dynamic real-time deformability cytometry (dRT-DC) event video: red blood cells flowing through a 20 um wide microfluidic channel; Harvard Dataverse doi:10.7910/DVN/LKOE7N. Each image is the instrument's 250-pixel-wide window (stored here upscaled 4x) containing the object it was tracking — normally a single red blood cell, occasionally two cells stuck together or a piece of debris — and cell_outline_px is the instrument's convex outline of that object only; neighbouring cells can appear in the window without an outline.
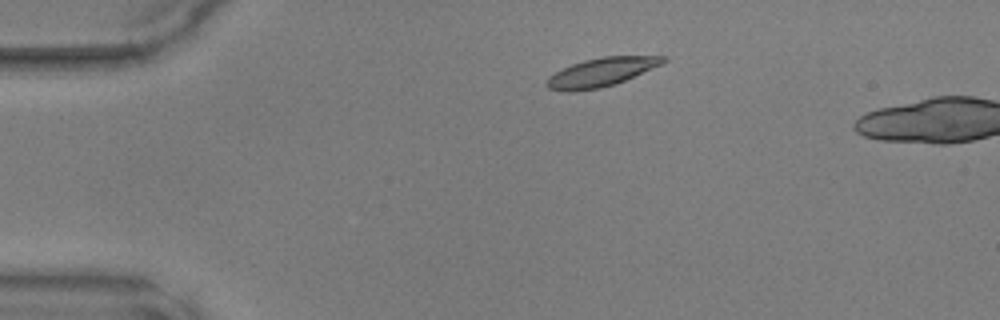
{"species": "common noctule bat (a hibernating species)", "species_latin": "Nyctalus noctula", "temperature_condition": "warm", "stored_images_in_passage": 3, "camera_frame_rate_fps": 3000, "um_per_image_px": 0.085, "animal": {"sex": "male", "body_mass_g": 17.9, "forearm_length_mm": 54.2}, "frame": {"image": 1, "passage_image": 1, "time_ms": 0.0, "image_size_px": [1000, 320], "cell_outline_px": [[668, 60], [660, 64], [624, 80], [600, 88], [572, 92], [568, 92], [548, 88], [544, 84], [548, 76], [572, 64], [584, 60], [604, 56], [668, 56]], "centroid_in_image_um": [51.05, 6.14], "position_along_channel_um": 33.9, "area_um2": 19.13}}